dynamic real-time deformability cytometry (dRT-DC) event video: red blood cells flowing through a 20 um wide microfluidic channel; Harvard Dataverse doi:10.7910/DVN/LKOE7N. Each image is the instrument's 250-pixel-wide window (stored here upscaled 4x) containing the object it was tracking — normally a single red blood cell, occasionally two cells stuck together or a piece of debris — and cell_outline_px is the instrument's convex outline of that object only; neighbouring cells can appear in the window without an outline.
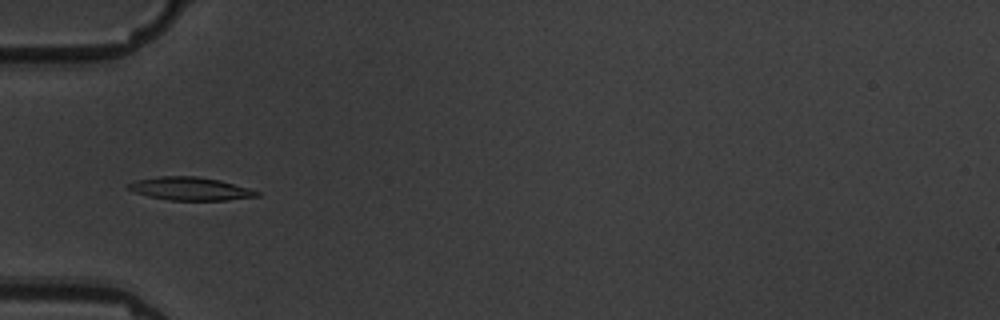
{"species": "common noctule bat (a hibernating species)", "species_latin": "Nyctalus noctula", "temperature_condition": "warm", "stored_images_in_passage": 14, "camera_frame_rate_fps": 3000, "um_per_image_px": 0.085, "animal": {"sex": "male", "body_mass_g": 19.5, "forearm_length_mm": 54.6}, "frame": {"image": 1, "passage_image": 4, "time_ms": 4.333, "image_size_px": [1000, 320], "cell_outline_px": [[260, 196], [228, 200], [168, 200], [148, 196], [136, 192], [128, 188], [128, 184], [136, 180], [156, 176], [196, 176], [220, 180], [248, 188], [260, 192]], "centroid_in_image_um": [16.18, 16.04], "position_along_channel_um": 68.8, "area_um2": 17.22}}
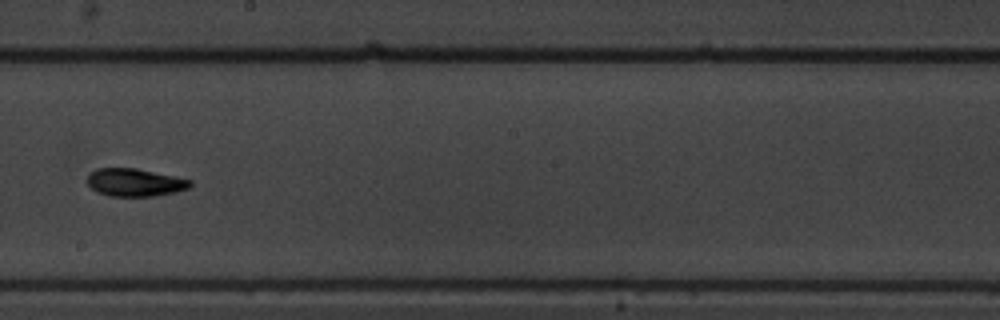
{"frame": {"image": 2, "passage_image": 8, "time_ms": 9.0, "image_size_px": [1000, 320], "cell_outline_px": [[192, 184], [188, 188], [176, 192], [152, 196], [108, 196], [96, 192], [84, 180], [88, 172], [96, 168], [136, 168], [192, 180]], "centroid_in_image_um": [11.39, 15.5], "position_along_channel_um": 236.8, "area_um2": 16.88}}
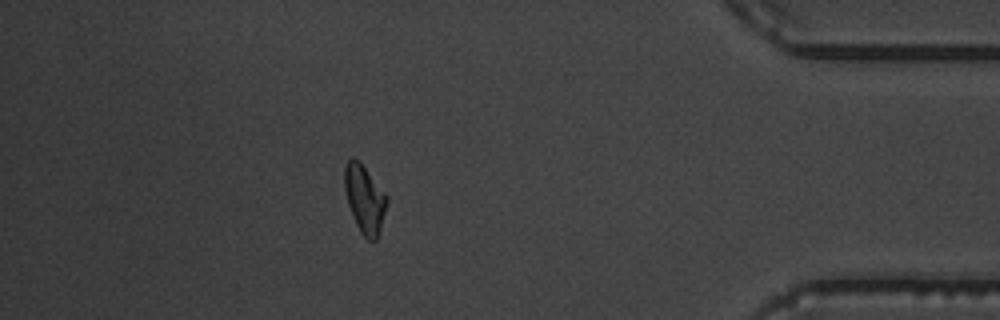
{"frame": {"image": 3, "passage_image": 13, "time_ms": 14.667, "image_size_px": [1000, 320], "cell_outline_px": [[388, 200], [380, 228], [376, 240], [368, 240], [360, 232], [356, 224], [348, 204], [344, 188], [344, 168], [348, 160], [352, 156], [364, 168], [388, 196]], "centroid_in_image_um": [30.98, 16.93], "position_along_channel_um": 404.2, "area_um2": 16.36}, "authors_computed_cell_mechanics": {"area_um2": 16.6464, "velocity_mm_per_s": 3.6287, "shape_relaxation_time_tau1_ms": 4.2747, "shape_relaxation_time_tau2_ms": 3.0124, "deformation_change_tau1": 0.1426, "deformation_change_tau2": 0.0612}}